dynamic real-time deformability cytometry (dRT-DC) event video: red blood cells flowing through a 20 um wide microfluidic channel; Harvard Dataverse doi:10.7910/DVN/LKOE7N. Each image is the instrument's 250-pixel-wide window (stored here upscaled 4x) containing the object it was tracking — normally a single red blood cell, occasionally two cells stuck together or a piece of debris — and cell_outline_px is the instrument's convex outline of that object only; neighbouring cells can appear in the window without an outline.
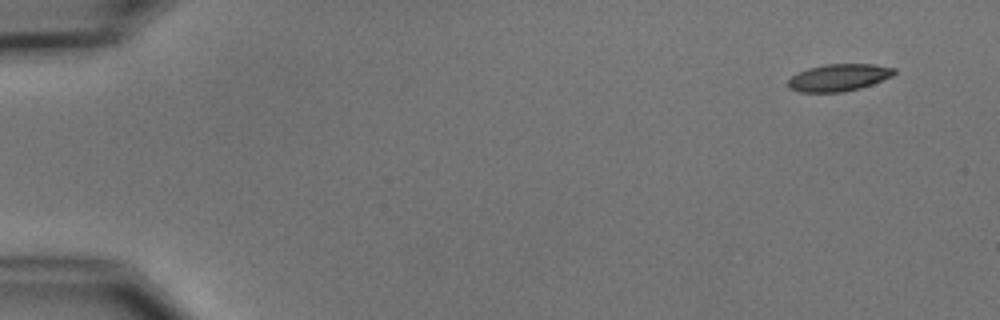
{"species": "common noctule bat (a hibernating species)", "species_latin": "Nyctalus noctula", "temperature_condition": "cold", "stored_images_in_passage": 6, "camera_frame_rate_fps": 3000, "um_per_image_px": 0.085, "animal": {"sex": "male", "body_mass_g": 15.6}, "frame": {"image": 1, "passage_image": 1, "time_ms": 0.0, "image_size_px": [1000, 320], "cell_outline_px": [[896, 72], [892, 76], [872, 84], [860, 88], [840, 92], [800, 92], [788, 88], [788, 80], [792, 76], [808, 68], [824, 64], [872, 64], [896, 68]], "centroid_in_image_um": [71.3, 6.59], "position_along_channel_um": 13.7, "area_um2": 16.7}}
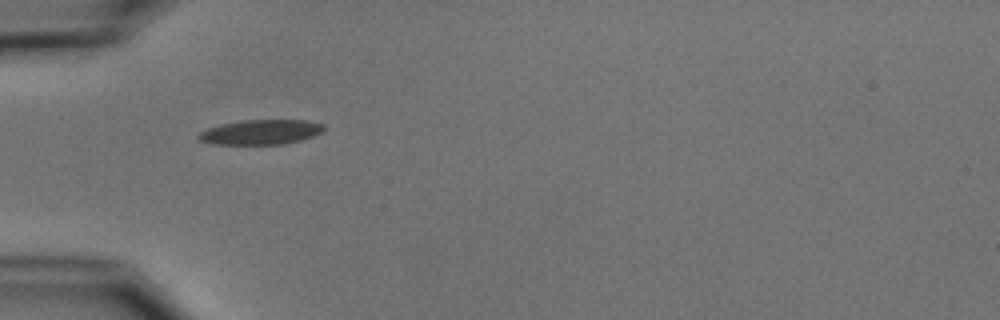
{"frame": {"image": 2, "passage_image": 5, "time_ms": 4.667, "image_size_px": [1000, 320], "cell_outline_px": [[324, 132], [300, 140], [280, 144], [212, 144], [200, 140], [196, 136], [200, 132], [208, 128], [224, 124], [244, 120], [308, 120], [324, 124]], "centroid_in_image_um": [22.19, 11.22], "position_along_channel_um": 62.8, "area_um2": 17.98}}